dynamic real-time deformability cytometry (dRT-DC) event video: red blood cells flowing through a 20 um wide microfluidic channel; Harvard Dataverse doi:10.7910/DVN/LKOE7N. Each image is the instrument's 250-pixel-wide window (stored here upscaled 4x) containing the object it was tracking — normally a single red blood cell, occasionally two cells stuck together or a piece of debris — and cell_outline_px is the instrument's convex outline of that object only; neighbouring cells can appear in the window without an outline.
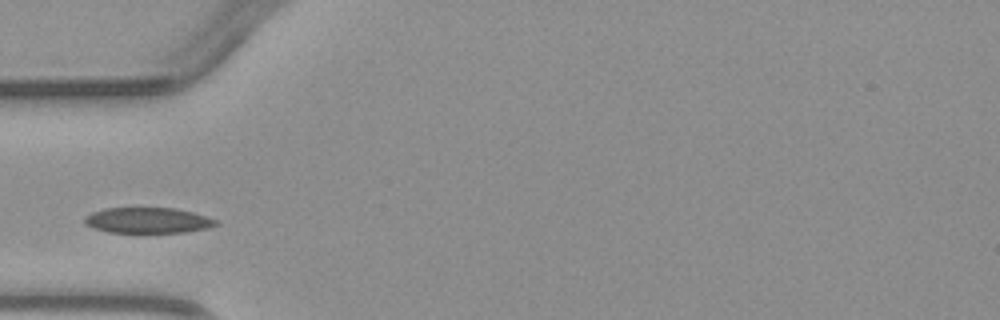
{"species": "common noctule bat (a hibernating species)", "species_latin": "Nyctalus noctula", "temperature_condition": "warm", "stored_images_in_passage": 3, "camera_frame_rate_fps": 3000, "um_per_image_px": 0.085, "animal": {"sex": "male", "body_mass_g": 23.1, "forearm_length_mm": 52.7}, "frame": {"image": 1, "passage_image": 2, "time_ms": 2.333, "image_size_px": [1000, 320], "cell_outline_px": [[220, 224], [208, 228], [184, 232], [144, 236], [108, 232], [92, 228], [84, 224], [84, 216], [92, 212], [104, 208], [176, 208], [208, 216], [220, 220]], "centroid_in_image_um": [12.57, 18.78], "position_along_channel_um": 72.4, "area_um2": 20.92}}
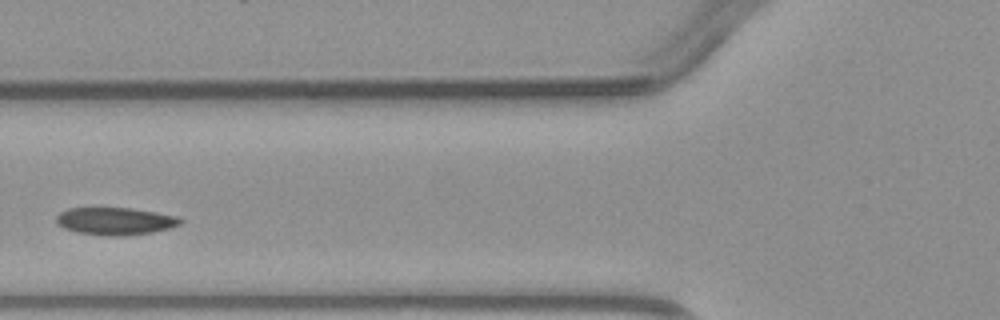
{"frame": {"image": 2, "passage_image": 3, "time_ms": 3.333, "image_size_px": [1000, 320], "cell_outline_px": [[184, 220], [180, 224], [172, 228], [152, 232], [116, 236], [108, 236], [80, 232], [64, 228], [56, 224], [56, 216], [60, 212], [68, 208], [132, 208], [156, 212], [176, 216]], "centroid_in_image_um": [9.8, 18.79], "position_along_channel_um": 116.0, "area_um2": 19.77}}